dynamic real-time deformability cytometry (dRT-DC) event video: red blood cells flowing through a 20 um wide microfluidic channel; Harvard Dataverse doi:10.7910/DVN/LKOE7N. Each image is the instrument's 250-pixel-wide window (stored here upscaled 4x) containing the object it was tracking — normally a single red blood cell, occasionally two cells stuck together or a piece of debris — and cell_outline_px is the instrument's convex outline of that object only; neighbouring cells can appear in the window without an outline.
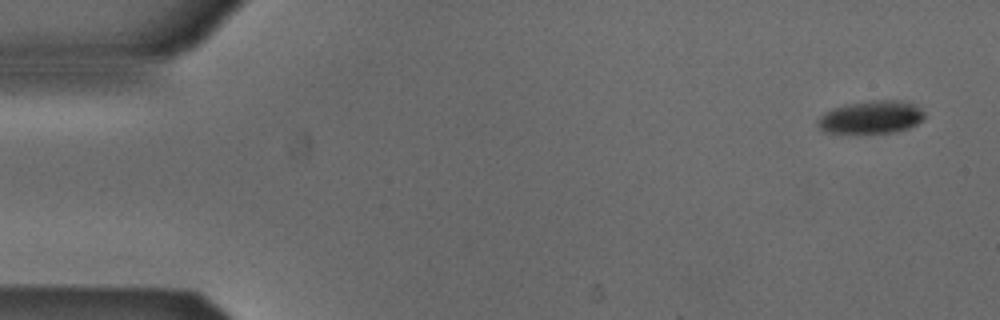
{"species": "Egyptian fruit bat (a non-hibernating species)", "species_latin": "Rousettus aegyptiacus", "temperature_condition": "cold", "stored_images_in_passage": 7, "camera_frame_rate_fps": 3000, "um_per_image_px": 0.085, "animal": {"sex": "male"}, "frame": {"image": 1, "passage_image": 1, "time_ms": 0.0, "image_size_px": [1000, 320], "cell_outline_px": [[924, 120], [908, 128], [896, 132], [824, 132], [816, 124], [816, 120], [824, 112], [832, 108], [844, 104], [872, 100], [900, 100], [912, 104], [920, 108], [924, 112]], "centroid_in_image_um": [74.03, 9.94], "position_along_channel_um": 11.0, "area_um2": 20.4}}
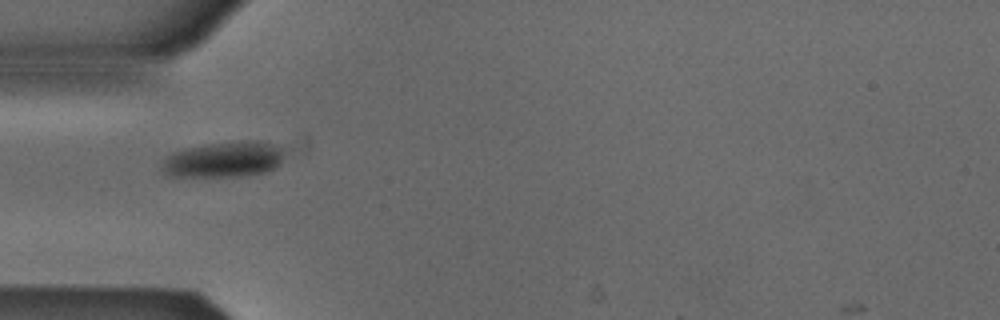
{"frame": {"image": 2, "passage_image": 5, "time_ms": 1.333, "image_size_px": [1000, 320], "cell_outline_px": [[280, 164], [276, 168], [268, 172], [244, 176], [172, 176], [164, 172], [160, 168], [164, 156], [172, 152], [184, 148], [204, 144], [244, 140], [260, 140], [276, 144], [280, 148]], "centroid_in_image_um": [18.99, 13.54], "position_along_channel_um": 66.0, "area_um2": 25.78}}
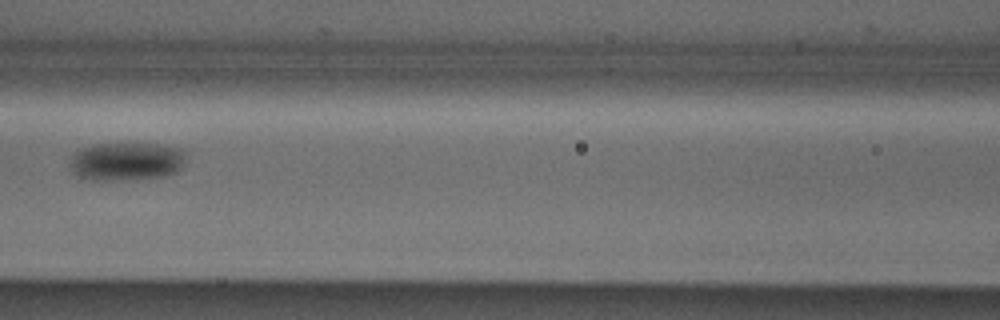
{"frame": {"image": 3, "passage_image": 7, "time_ms": 2.0, "image_size_px": [1000, 320], "cell_outline_px": [[184, 156], [180, 168], [176, 172], [164, 176], [116, 180], [92, 180], [76, 176], [72, 172], [68, 164], [72, 152], [80, 148], [92, 144], [160, 144], [180, 148]], "centroid_in_image_um": [10.63, 13.71], "position_along_channel_um": 156.0, "area_um2": 25.95}}